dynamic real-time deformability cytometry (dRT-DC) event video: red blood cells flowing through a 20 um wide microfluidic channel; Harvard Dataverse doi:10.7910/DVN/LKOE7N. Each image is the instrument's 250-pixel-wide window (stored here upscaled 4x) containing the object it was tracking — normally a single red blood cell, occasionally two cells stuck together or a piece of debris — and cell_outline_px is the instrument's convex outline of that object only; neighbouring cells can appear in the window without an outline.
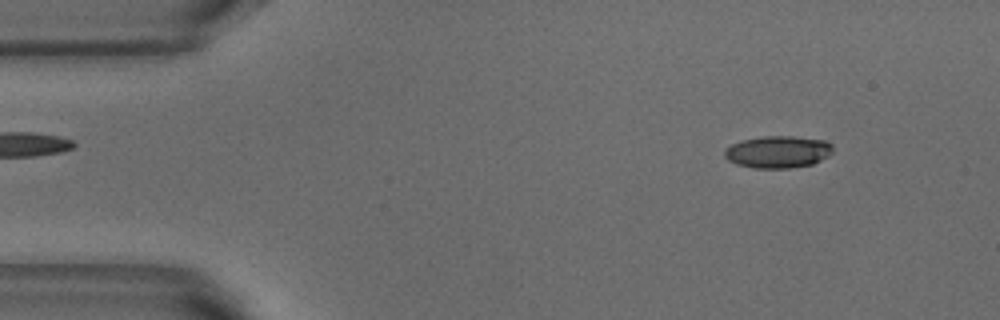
{"species": "common noctule bat (a hibernating species)", "species_latin": "Nyctalus noctula", "temperature_condition": "warm", "stored_images_in_passage": 4, "camera_frame_rate_fps": 3000, "um_per_image_px": 0.085, "animal": {"sex": "male", "body_mass_g": 18.8}, "frame": {"image": 1, "passage_image": 1, "time_ms": 0.0, "image_size_px": [1000, 320], "cell_outline_px": [[832, 152], [828, 156], [812, 164], [788, 168], [752, 168], [736, 164], [728, 160], [724, 156], [724, 152], [732, 144], [744, 140], [764, 136], [792, 136], [824, 140], [832, 144]], "centroid_in_image_um": [66.13, 12.91], "position_along_channel_um": 18.9, "area_um2": 20.11}}
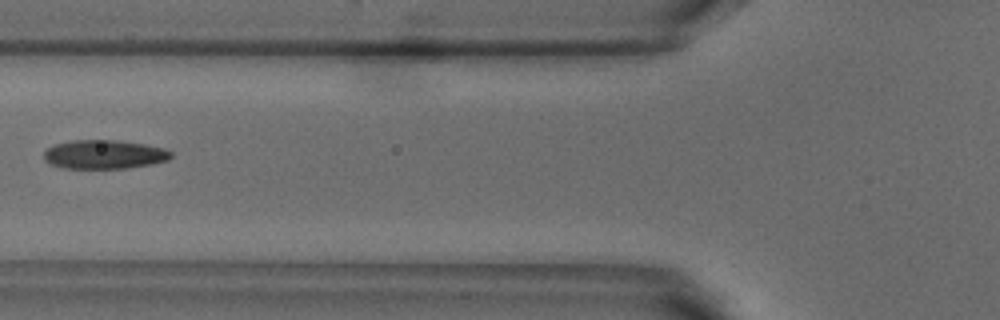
{"frame": {"image": 2, "passage_image": 4, "time_ms": 1.0, "image_size_px": [1000, 320], "cell_outline_px": [[172, 156], [168, 160], [152, 164], [128, 168], [64, 168], [52, 164], [44, 160], [44, 152], [52, 144], [72, 140], [116, 140], [144, 144], [164, 148], [172, 152]], "centroid_in_image_um": [8.86, 13.12], "position_along_channel_um": 116.9, "area_um2": 21.44}}